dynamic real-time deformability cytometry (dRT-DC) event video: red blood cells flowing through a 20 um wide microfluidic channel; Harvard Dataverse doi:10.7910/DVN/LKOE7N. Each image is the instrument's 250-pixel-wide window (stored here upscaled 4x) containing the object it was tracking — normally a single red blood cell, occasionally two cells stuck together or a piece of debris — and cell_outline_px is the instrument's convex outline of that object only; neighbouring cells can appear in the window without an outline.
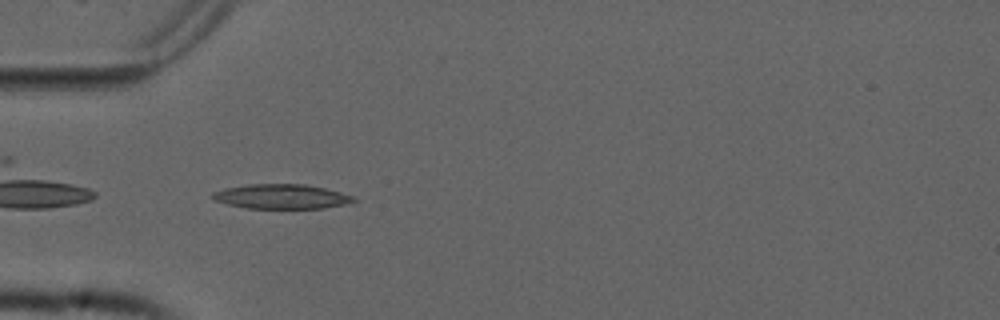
{"species": "common noctule bat (a hibernating species)", "species_latin": "Nyctalus noctula", "temperature_condition": "cold", "stored_images_in_passage": 39, "camera_frame_rate_fps": 3000, "um_per_image_px": 0.085, "animal": {"sex": "male", "forearm_length_mm": 52.5}, "frame": {"image": 1, "passage_image": 1, "time_ms": 0.0, "image_size_px": [1000, 320], "cell_outline_px": [[356, 200], [344, 204], [324, 208], [244, 208], [212, 200], [212, 192], [224, 188], [248, 184], [304, 184], [324, 188], [340, 192], [352, 196]], "centroid_in_image_um": [23.86, 16.7], "position_along_channel_um": 61.1, "area_um2": 20.11}}
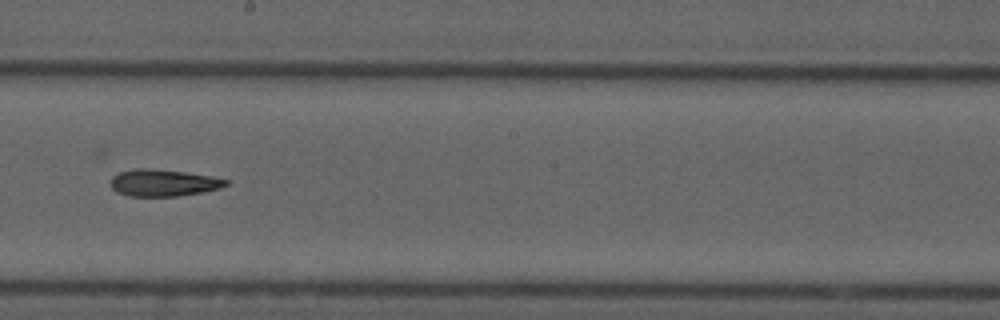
{"frame": {"image": 2, "passage_image": 15, "time_ms": 4.667, "image_size_px": [1000, 320], "cell_outline_px": [[232, 180], [228, 184], [220, 188], [200, 192], [176, 196], [128, 196], [116, 192], [112, 188], [112, 176], [120, 172], [136, 168], [152, 168], [184, 172], [212, 176]], "centroid_in_image_um": [13.9, 15.53], "position_along_channel_um": 234.3, "area_um2": 18.03}}
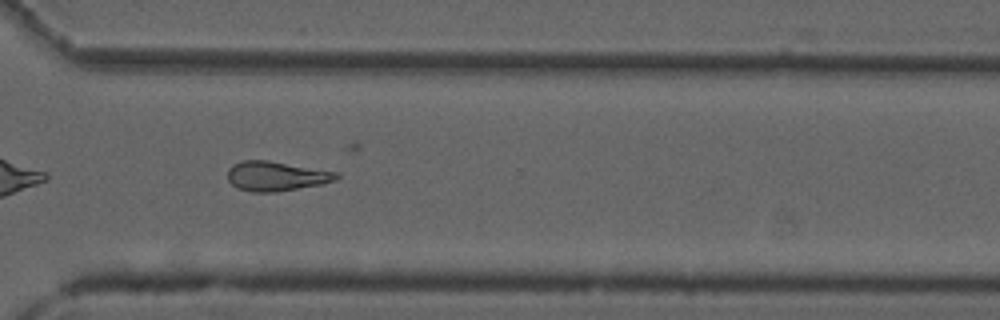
{"frame": {"image": 3, "passage_image": 24, "time_ms": 7.667, "image_size_px": [1000, 320], "cell_outline_px": [[340, 176], [336, 180], [324, 184], [276, 192], [252, 192], [236, 188], [228, 180], [228, 168], [232, 164], [244, 160], [268, 160], [340, 172]], "centroid_in_image_um": [23.5, 14.97], "position_along_channel_um": 347.1, "area_um2": 19.07}, "authors_computed_cell_mechanics": {"area_um2": 18.8428, "velocity_mm_per_s": 3.7675, "shape_relaxation_time_tau1_ms": null, "shape_relaxation_time_tau2_ms": 9.2456, "deformation_change_tau1": null, "deformation_change_tau2": 0.2022}}